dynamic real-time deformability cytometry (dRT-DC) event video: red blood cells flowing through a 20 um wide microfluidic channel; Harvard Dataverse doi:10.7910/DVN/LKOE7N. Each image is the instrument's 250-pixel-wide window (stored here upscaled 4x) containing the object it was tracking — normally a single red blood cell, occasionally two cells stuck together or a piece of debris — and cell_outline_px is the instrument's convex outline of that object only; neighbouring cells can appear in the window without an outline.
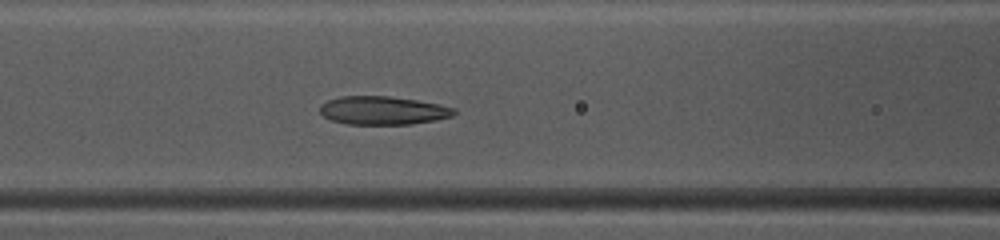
{"species": "common noctule bat (a hibernating species)", "species_latin": "Nyctalus noctula", "temperature_condition": "warm", "stored_images_in_passage": 34, "camera_frame_rate_fps": 3000, "um_per_image_px": 0.085, "animal": {"sex": "female", "body_mass_g": 10.0, "forearm_length_mm": 53.1}, "frame": {"image": 1, "passage_image": 8, "time_ms": 2.333, "image_size_px": [1000, 240], "cell_outline_px": [[456, 112], [452, 116], [436, 120], [412, 124], [348, 124], [332, 120], [324, 116], [320, 112], [320, 104], [328, 100], [340, 96], [388, 96], [416, 100], [440, 104], [456, 108]], "centroid_in_image_um": [32.56, 9.38], "position_along_channel_um": 134.0, "area_um2": 22.2}}
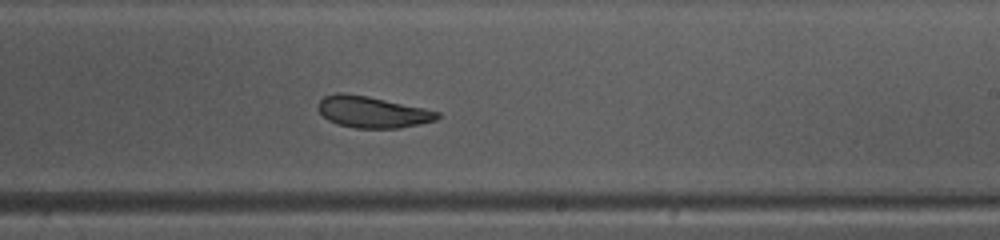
{"frame": {"image": 2, "passage_image": 17, "time_ms": 5.333, "image_size_px": [1000, 240], "cell_outline_px": [[440, 116], [436, 120], [420, 124], [400, 128], [356, 128], [336, 124], [328, 120], [320, 112], [320, 100], [324, 96], [336, 92], [344, 92], [368, 96], [424, 108], [440, 112]], "centroid_in_image_um": [31.66, 9.52], "position_along_channel_um": 257.3, "area_um2": 21.79}}
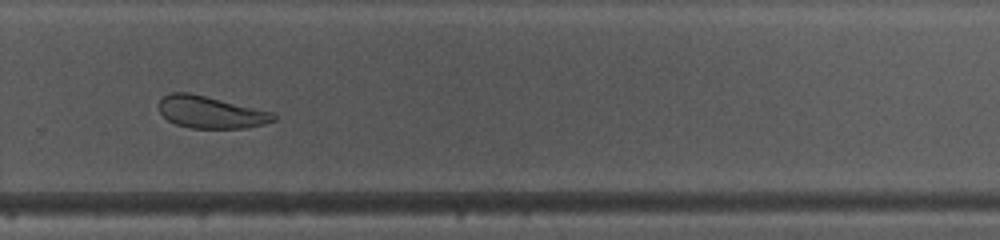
{"frame": {"image": 3, "passage_image": 21, "time_ms": 6.667, "image_size_px": [1000, 240], "cell_outline_px": [[276, 120], [264, 124], [248, 128], [192, 128], [176, 124], [168, 120], [160, 112], [160, 100], [168, 92], [188, 92], [272, 112], [276, 116]], "centroid_in_image_um": [17.91, 9.54], "position_along_channel_um": 311.9, "area_um2": 21.21}, "authors_computed_cell_mechanics": {"area_um2": 22.831, "velocity_mm_per_s": 4.1139, "shape_relaxation_time_tau1_ms": 4.6746, "shape_relaxation_time_tau2_ms": 2.3556, "deformation_change_tau1": 0.1434, "deformation_change_tau2": 0.0851}}